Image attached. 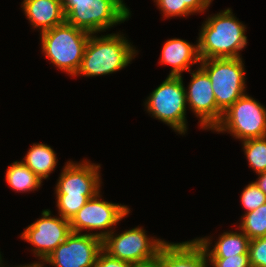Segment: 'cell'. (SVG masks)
<instances>
[{
  "instance_id": "484cf974",
  "label": "cell",
  "mask_w": 266,
  "mask_h": 267,
  "mask_svg": "<svg viewBox=\"0 0 266 267\" xmlns=\"http://www.w3.org/2000/svg\"><path fill=\"white\" fill-rule=\"evenodd\" d=\"M94 267H134V265L130 262L112 257L102 249L98 254Z\"/></svg>"
},
{
  "instance_id": "7c38bea8",
  "label": "cell",
  "mask_w": 266,
  "mask_h": 267,
  "mask_svg": "<svg viewBox=\"0 0 266 267\" xmlns=\"http://www.w3.org/2000/svg\"><path fill=\"white\" fill-rule=\"evenodd\" d=\"M102 239L89 233L71 232L44 261L54 267H94Z\"/></svg>"
},
{
  "instance_id": "9c48e42d",
  "label": "cell",
  "mask_w": 266,
  "mask_h": 267,
  "mask_svg": "<svg viewBox=\"0 0 266 267\" xmlns=\"http://www.w3.org/2000/svg\"><path fill=\"white\" fill-rule=\"evenodd\" d=\"M230 133L241 141L266 136V108L248 94L236 100L213 129Z\"/></svg>"
},
{
  "instance_id": "ba28073f",
  "label": "cell",
  "mask_w": 266,
  "mask_h": 267,
  "mask_svg": "<svg viewBox=\"0 0 266 267\" xmlns=\"http://www.w3.org/2000/svg\"><path fill=\"white\" fill-rule=\"evenodd\" d=\"M114 232L102 239V249L112 257L130 262L134 266L152 264L161 247L167 242L148 237L146 231L139 226L127 229L121 234Z\"/></svg>"
},
{
  "instance_id": "8fae6325",
  "label": "cell",
  "mask_w": 266,
  "mask_h": 267,
  "mask_svg": "<svg viewBox=\"0 0 266 267\" xmlns=\"http://www.w3.org/2000/svg\"><path fill=\"white\" fill-rule=\"evenodd\" d=\"M41 214V218L25 228L20 238L34 247L33 255L38 257L39 261H45L66 240L71 228L70 220L60 215L53 217L50 209L43 210Z\"/></svg>"
},
{
  "instance_id": "9a60e30c",
  "label": "cell",
  "mask_w": 266,
  "mask_h": 267,
  "mask_svg": "<svg viewBox=\"0 0 266 267\" xmlns=\"http://www.w3.org/2000/svg\"><path fill=\"white\" fill-rule=\"evenodd\" d=\"M159 61L172 67L169 76H182V72H189L192 65L200 62L198 44L179 38L169 39L162 47Z\"/></svg>"
},
{
  "instance_id": "4fadbf2b",
  "label": "cell",
  "mask_w": 266,
  "mask_h": 267,
  "mask_svg": "<svg viewBox=\"0 0 266 267\" xmlns=\"http://www.w3.org/2000/svg\"><path fill=\"white\" fill-rule=\"evenodd\" d=\"M191 71L189 86L185 88L188 107L200 118L199 126L202 129L213 130L220 123L223 113L217 108L211 80L200 66Z\"/></svg>"
},
{
  "instance_id": "83f0119b",
  "label": "cell",
  "mask_w": 266,
  "mask_h": 267,
  "mask_svg": "<svg viewBox=\"0 0 266 267\" xmlns=\"http://www.w3.org/2000/svg\"><path fill=\"white\" fill-rule=\"evenodd\" d=\"M255 183L266 194V172L258 174Z\"/></svg>"
},
{
  "instance_id": "4316f807",
  "label": "cell",
  "mask_w": 266,
  "mask_h": 267,
  "mask_svg": "<svg viewBox=\"0 0 266 267\" xmlns=\"http://www.w3.org/2000/svg\"><path fill=\"white\" fill-rule=\"evenodd\" d=\"M213 0H182V4H185L194 14L202 13L210 6Z\"/></svg>"
},
{
  "instance_id": "44dd1931",
  "label": "cell",
  "mask_w": 266,
  "mask_h": 267,
  "mask_svg": "<svg viewBox=\"0 0 266 267\" xmlns=\"http://www.w3.org/2000/svg\"><path fill=\"white\" fill-rule=\"evenodd\" d=\"M249 167L260 174L266 172V136L242 141Z\"/></svg>"
},
{
  "instance_id": "7a4b0ae2",
  "label": "cell",
  "mask_w": 266,
  "mask_h": 267,
  "mask_svg": "<svg viewBox=\"0 0 266 267\" xmlns=\"http://www.w3.org/2000/svg\"><path fill=\"white\" fill-rule=\"evenodd\" d=\"M245 29L230 8L208 17L197 40L200 60L240 58L239 52L248 43Z\"/></svg>"
},
{
  "instance_id": "5bb4252c",
  "label": "cell",
  "mask_w": 266,
  "mask_h": 267,
  "mask_svg": "<svg viewBox=\"0 0 266 267\" xmlns=\"http://www.w3.org/2000/svg\"><path fill=\"white\" fill-rule=\"evenodd\" d=\"M208 261L204 247L193 239L182 243L166 242L153 263L156 267H208Z\"/></svg>"
},
{
  "instance_id": "8992f818",
  "label": "cell",
  "mask_w": 266,
  "mask_h": 267,
  "mask_svg": "<svg viewBox=\"0 0 266 267\" xmlns=\"http://www.w3.org/2000/svg\"><path fill=\"white\" fill-rule=\"evenodd\" d=\"M151 116L167 124L180 135L187 133V99L182 76H167L144 102Z\"/></svg>"
},
{
  "instance_id": "f546056e",
  "label": "cell",
  "mask_w": 266,
  "mask_h": 267,
  "mask_svg": "<svg viewBox=\"0 0 266 267\" xmlns=\"http://www.w3.org/2000/svg\"><path fill=\"white\" fill-rule=\"evenodd\" d=\"M134 267H156L154 263L148 264V265H143V266H134Z\"/></svg>"
},
{
  "instance_id": "4dcf8cb0",
  "label": "cell",
  "mask_w": 266,
  "mask_h": 267,
  "mask_svg": "<svg viewBox=\"0 0 266 267\" xmlns=\"http://www.w3.org/2000/svg\"><path fill=\"white\" fill-rule=\"evenodd\" d=\"M2 256H1V252H0V267H4L3 263H2Z\"/></svg>"
},
{
  "instance_id": "5b68a950",
  "label": "cell",
  "mask_w": 266,
  "mask_h": 267,
  "mask_svg": "<svg viewBox=\"0 0 266 267\" xmlns=\"http://www.w3.org/2000/svg\"><path fill=\"white\" fill-rule=\"evenodd\" d=\"M42 52L61 71L76 76L90 33L66 21L40 33Z\"/></svg>"
},
{
  "instance_id": "6da1fadb",
  "label": "cell",
  "mask_w": 266,
  "mask_h": 267,
  "mask_svg": "<svg viewBox=\"0 0 266 267\" xmlns=\"http://www.w3.org/2000/svg\"><path fill=\"white\" fill-rule=\"evenodd\" d=\"M100 165L68 161L55 187L58 214L71 220L86 202L100 192Z\"/></svg>"
},
{
  "instance_id": "d4e9b609",
  "label": "cell",
  "mask_w": 266,
  "mask_h": 267,
  "mask_svg": "<svg viewBox=\"0 0 266 267\" xmlns=\"http://www.w3.org/2000/svg\"><path fill=\"white\" fill-rule=\"evenodd\" d=\"M213 267H251L249 254H240L229 258H209Z\"/></svg>"
},
{
  "instance_id": "ffe728a7",
  "label": "cell",
  "mask_w": 266,
  "mask_h": 267,
  "mask_svg": "<svg viewBox=\"0 0 266 267\" xmlns=\"http://www.w3.org/2000/svg\"><path fill=\"white\" fill-rule=\"evenodd\" d=\"M241 230L250 240L266 235V202L257 209L249 211L241 217Z\"/></svg>"
},
{
  "instance_id": "cb8c5ba5",
  "label": "cell",
  "mask_w": 266,
  "mask_h": 267,
  "mask_svg": "<svg viewBox=\"0 0 266 267\" xmlns=\"http://www.w3.org/2000/svg\"><path fill=\"white\" fill-rule=\"evenodd\" d=\"M248 253L251 267H266V235L250 240Z\"/></svg>"
},
{
  "instance_id": "277c9868",
  "label": "cell",
  "mask_w": 266,
  "mask_h": 267,
  "mask_svg": "<svg viewBox=\"0 0 266 267\" xmlns=\"http://www.w3.org/2000/svg\"><path fill=\"white\" fill-rule=\"evenodd\" d=\"M62 7L67 23L96 35L131 16L123 0H62Z\"/></svg>"
},
{
  "instance_id": "f1b7e54d",
  "label": "cell",
  "mask_w": 266,
  "mask_h": 267,
  "mask_svg": "<svg viewBox=\"0 0 266 267\" xmlns=\"http://www.w3.org/2000/svg\"><path fill=\"white\" fill-rule=\"evenodd\" d=\"M46 264H45V262L44 261H40V262H38V261H36V262H34V263H30V264H27V265H19V266H16V267H44Z\"/></svg>"
},
{
  "instance_id": "30bf717a",
  "label": "cell",
  "mask_w": 266,
  "mask_h": 267,
  "mask_svg": "<svg viewBox=\"0 0 266 267\" xmlns=\"http://www.w3.org/2000/svg\"><path fill=\"white\" fill-rule=\"evenodd\" d=\"M100 195L98 192L90 198L70 220L71 232L82 233L85 229L88 231L100 230V232L91 234L104 239L113 232V226L128 216L130 208L127 205L102 200ZM101 229L103 230L101 231Z\"/></svg>"
},
{
  "instance_id": "52a82bcc",
  "label": "cell",
  "mask_w": 266,
  "mask_h": 267,
  "mask_svg": "<svg viewBox=\"0 0 266 267\" xmlns=\"http://www.w3.org/2000/svg\"><path fill=\"white\" fill-rule=\"evenodd\" d=\"M199 64L211 80L217 108L222 113L246 94L242 57L205 59L200 60Z\"/></svg>"
},
{
  "instance_id": "d6986e66",
  "label": "cell",
  "mask_w": 266,
  "mask_h": 267,
  "mask_svg": "<svg viewBox=\"0 0 266 267\" xmlns=\"http://www.w3.org/2000/svg\"><path fill=\"white\" fill-rule=\"evenodd\" d=\"M6 182L17 192L34 191L41 187L42 180L22 161H15L6 170Z\"/></svg>"
},
{
  "instance_id": "3957f363",
  "label": "cell",
  "mask_w": 266,
  "mask_h": 267,
  "mask_svg": "<svg viewBox=\"0 0 266 267\" xmlns=\"http://www.w3.org/2000/svg\"><path fill=\"white\" fill-rule=\"evenodd\" d=\"M121 33L90 34L82 63L76 76L94 77L117 72L130 64L138 51Z\"/></svg>"
},
{
  "instance_id": "ac0fdd59",
  "label": "cell",
  "mask_w": 266,
  "mask_h": 267,
  "mask_svg": "<svg viewBox=\"0 0 266 267\" xmlns=\"http://www.w3.org/2000/svg\"><path fill=\"white\" fill-rule=\"evenodd\" d=\"M22 162L42 180L47 179L55 170L58 160L56 153L49 145L34 143Z\"/></svg>"
},
{
  "instance_id": "2e32d148",
  "label": "cell",
  "mask_w": 266,
  "mask_h": 267,
  "mask_svg": "<svg viewBox=\"0 0 266 267\" xmlns=\"http://www.w3.org/2000/svg\"><path fill=\"white\" fill-rule=\"evenodd\" d=\"M21 8L33 29L40 33L66 21L62 0H23Z\"/></svg>"
},
{
  "instance_id": "7402d4cb",
  "label": "cell",
  "mask_w": 266,
  "mask_h": 267,
  "mask_svg": "<svg viewBox=\"0 0 266 267\" xmlns=\"http://www.w3.org/2000/svg\"><path fill=\"white\" fill-rule=\"evenodd\" d=\"M241 193V203L246 209L244 213L255 210L266 202V194L255 182H251L245 186Z\"/></svg>"
},
{
  "instance_id": "603a6c76",
  "label": "cell",
  "mask_w": 266,
  "mask_h": 267,
  "mask_svg": "<svg viewBox=\"0 0 266 267\" xmlns=\"http://www.w3.org/2000/svg\"><path fill=\"white\" fill-rule=\"evenodd\" d=\"M157 8L163 13V18L186 17L194 13L185 5L182 0H154Z\"/></svg>"
},
{
  "instance_id": "e0dca14e",
  "label": "cell",
  "mask_w": 266,
  "mask_h": 267,
  "mask_svg": "<svg viewBox=\"0 0 266 267\" xmlns=\"http://www.w3.org/2000/svg\"><path fill=\"white\" fill-rule=\"evenodd\" d=\"M206 250L208 258H229L240 254H249L250 239L242 232L226 231L218 237L213 249L211 239L196 238ZM211 249V250H210Z\"/></svg>"
}]
</instances>
